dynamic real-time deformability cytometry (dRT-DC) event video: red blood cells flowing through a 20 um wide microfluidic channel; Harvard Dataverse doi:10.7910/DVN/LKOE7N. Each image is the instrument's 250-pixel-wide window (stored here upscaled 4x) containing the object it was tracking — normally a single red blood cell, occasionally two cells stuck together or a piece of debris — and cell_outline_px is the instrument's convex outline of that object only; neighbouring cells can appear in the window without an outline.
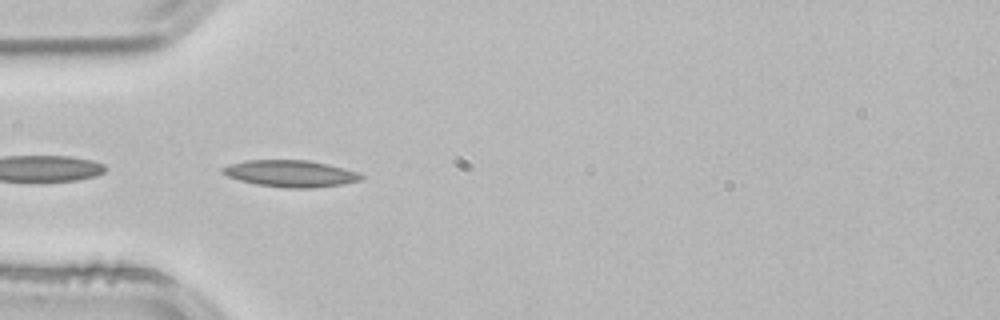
{"species": "common noctule bat (a hibernating species)", "species_latin": "Nyctalus noctula", "temperature_condition": "room temperature", "stored_images_in_passage": 8, "camera_frame_rate_fps": 3000, "um_per_image_px": 0.085, "animal": {"sex": "male", "body_mass_g": 21.5, "forearm_length_mm": 52.0}, "frame": {"image": 1, "passage_image": 1, "time_ms": 0.0, "image_size_px": [1000, 320], "cell_outline_px": [[364, 176], [360, 180], [344, 184], [312, 188], [284, 188], [256, 184], [240, 180], [228, 176], [220, 172], [220, 168], [232, 164], [248, 160], [308, 160], [328, 164], [360, 172]], "centroid_in_image_um": [24.72, 14.75], "position_along_channel_um": 60.3, "area_um2": 21.62}}